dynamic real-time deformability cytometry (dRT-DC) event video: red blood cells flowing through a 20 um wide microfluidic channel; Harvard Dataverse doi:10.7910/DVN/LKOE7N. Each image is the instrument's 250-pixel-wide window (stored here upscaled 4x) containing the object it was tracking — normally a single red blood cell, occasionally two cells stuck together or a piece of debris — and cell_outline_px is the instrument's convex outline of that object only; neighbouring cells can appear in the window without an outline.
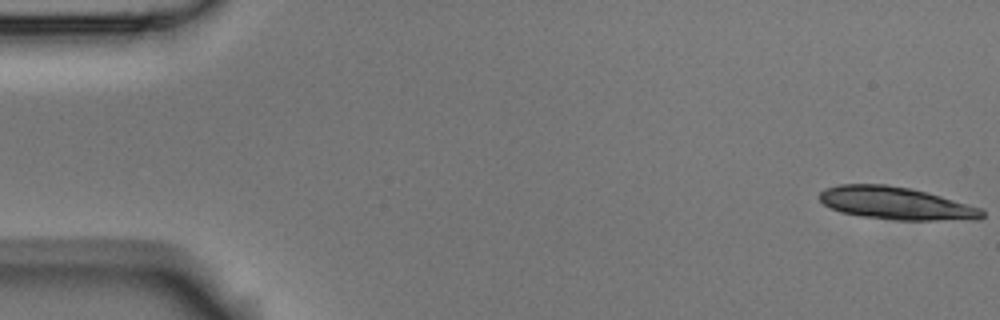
{"species": "Egyptian fruit bat (a non-hibernating species)", "species_latin": "Rousettus aegyptiacus", "temperature_condition": "room temperature", "stored_images_in_passage": 21, "camera_frame_rate_fps": 3000, "um_per_image_px": 0.085, "animal": {"sex": "male"}, "frame": {"image": 1, "passage_image": 1, "time_ms": 0.0, "image_size_px": [1000, 320], "cell_outline_px": [[984, 216], [980, 220], [892, 220], [860, 216], [840, 212], [824, 204], [820, 200], [820, 192], [824, 188], [840, 184], [888, 184], [912, 188], [940, 196], [980, 208], [984, 212]], "centroid_in_image_um": [76.15, 17.28], "position_along_channel_um": 8.9, "area_um2": 31.04}}
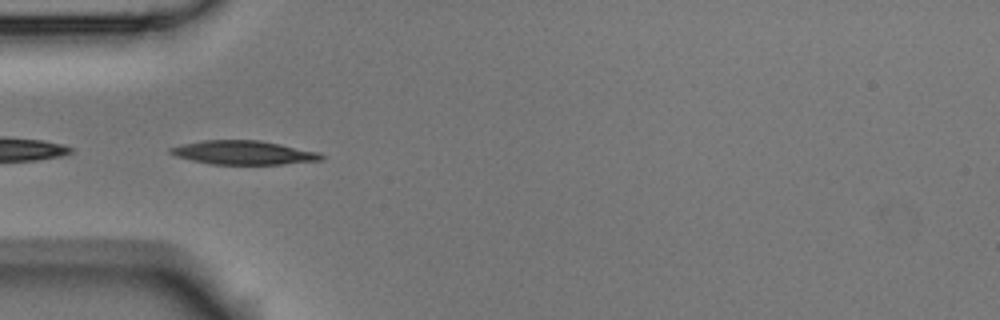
{"frame": {"image": 2, "passage_image": 17, "time_ms": 5.333, "image_size_px": [1000, 320], "cell_outline_px": [[324, 160], [284, 164], [212, 164], [192, 160], [176, 156], [168, 152], [168, 148], [180, 144], [204, 140], [260, 140], [320, 152], [324, 156]], "centroid_in_image_um": [20.71, 12.97], "position_along_channel_um": 64.3, "area_um2": 21.04}}